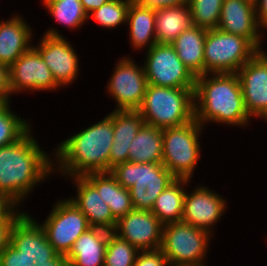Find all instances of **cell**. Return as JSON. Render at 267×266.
<instances>
[{"mask_svg": "<svg viewBox=\"0 0 267 266\" xmlns=\"http://www.w3.org/2000/svg\"><path fill=\"white\" fill-rule=\"evenodd\" d=\"M54 22L65 25L70 30L80 29L88 23V14L80 0H41Z\"/></svg>", "mask_w": 267, "mask_h": 266, "instance_id": "29", "label": "cell"}, {"mask_svg": "<svg viewBox=\"0 0 267 266\" xmlns=\"http://www.w3.org/2000/svg\"><path fill=\"white\" fill-rule=\"evenodd\" d=\"M138 111L145 124L165 129L195 119L194 88H171L148 84Z\"/></svg>", "mask_w": 267, "mask_h": 266, "instance_id": "5", "label": "cell"}, {"mask_svg": "<svg viewBox=\"0 0 267 266\" xmlns=\"http://www.w3.org/2000/svg\"><path fill=\"white\" fill-rule=\"evenodd\" d=\"M144 124L138 110H113L114 140L109 157V172L116 165L128 161L131 142Z\"/></svg>", "mask_w": 267, "mask_h": 266, "instance_id": "22", "label": "cell"}, {"mask_svg": "<svg viewBox=\"0 0 267 266\" xmlns=\"http://www.w3.org/2000/svg\"><path fill=\"white\" fill-rule=\"evenodd\" d=\"M207 30L192 26L170 43L185 67L196 78L204 75V44Z\"/></svg>", "mask_w": 267, "mask_h": 266, "instance_id": "25", "label": "cell"}, {"mask_svg": "<svg viewBox=\"0 0 267 266\" xmlns=\"http://www.w3.org/2000/svg\"><path fill=\"white\" fill-rule=\"evenodd\" d=\"M27 212L0 221V266H27Z\"/></svg>", "mask_w": 267, "mask_h": 266, "instance_id": "19", "label": "cell"}, {"mask_svg": "<svg viewBox=\"0 0 267 266\" xmlns=\"http://www.w3.org/2000/svg\"><path fill=\"white\" fill-rule=\"evenodd\" d=\"M138 250L113 231L109 233L104 266H133Z\"/></svg>", "mask_w": 267, "mask_h": 266, "instance_id": "33", "label": "cell"}, {"mask_svg": "<svg viewBox=\"0 0 267 266\" xmlns=\"http://www.w3.org/2000/svg\"><path fill=\"white\" fill-rule=\"evenodd\" d=\"M11 102L0 103V147L18 141L32 126L12 111Z\"/></svg>", "mask_w": 267, "mask_h": 266, "instance_id": "30", "label": "cell"}, {"mask_svg": "<svg viewBox=\"0 0 267 266\" xmlns=\"http://www.w3.org/2000/svg\"><path fill=\"white\" fill-rule=\"evenodd\" d=\"M54 28H48L39 43L33 47L39 52L49 67L55 82L61 87H69L79 77V55L70 40Z\"/></svg>", "mask_w": 267, "mask_h": 266, "instance_id": "11", "label": "cell"}, {"mask_svg": "<svg viewBox=\"0 0 267 266\" xmlns=\"http://www.w3.org/2000/svg\"><path fill=\"white\" fill-rule=\"evenodd\" d=\"M133 266H169L168 260L162 250L139 251Z\"/></svg>", "mask_w": 267, "mask_h": 266, "instance_id": "34", "label": "cell"}, {"mask_svg": "<svg viewBox=\"0 0 267 266\" xmlns=\"http://www.w3.org/2000/svg\"><path fill=\"white\" fill-rule=\"evenodd\" d=\"M162 228L151 211L133 209L117 221L113 232L138 251H146L161 247Z\"/></svg>", "mask_w": 267, "mask_h": 266, "instance_id": "16", "label": "cell"}, {"mask_svg": "<svg viewBox=\"0 0 267 266\" xmlns=\"http://www.w3.org/2000/svg\"><path fill=\"white\" fill-rule=\"evenodd\" d=\"M255 7L258 24L267 34V0H256Z\"/></svg>", "mask_w": 267, "mask_h": 266, "instance_id": "38", "label": "cell"}, {"mask_svg": "<svg viewBox=\"0 0 267 266\" xmlns=\"http://www.w3.org/2000/svg\"><path fill=\"white\" fill-rule=\"evenodd\" d=\"M212 235L182 221L163 225L160 249L169 266H207Z\"/></svg>", "mask_w": 267, "mask_h": 266, "instance_id": "8", "label": "cell"}, {"mask_svg": "<svg viewBox=\"0 0 267 266\" xmlns=\"http://www.w3.org/2000/svg\"><path fill=\"white\" fill-rule=\"evenodd\" d=\"M82 6L87 14L91 13L93 10L100 8L103 4L109 0H80Z\"/></svg>", "mask_w": 267, "mask_h": 266, "instance_id": "39", "label": "cell"}, {"mask_svg": "<svg viewBox=\"0 0 267 266\" xmlns=\"http://www.w3.org/2000/svg\"><path fill=\"white\" fill-rule=\"evenodd\" d=\"M27 211V266H56L91 226L68 198L57 199L41 223Z\"/></svg>", "mask_w": 267, "mask_h": 266, "instance_id": "1", "label": "cell"}, {"mask_svg": "<svg viewBox=\"0 0 267 266\" xmlns=\"http://www.w3.org/2000/svg\"><path fill=\"white\" fill-rule=\"evenodd\" d=\"M259 52L267 59V50H264L262 47Z\"/></svg>", "mask_w": 267, "mask_h": 266, "instance_id": "40", "label": "cell"}, {"mask_svg": "<svg viewBox=\"0 0 267 266\" xmlns=\"http://www.w3.org/2000/svg\"><path fill=\"white\" fill-rule=\"evenodd\" d=\"M33 28L18 13L0 21V63L10 67L33 45ZM34 35V36H33Z\"/></svg>", "mask_w": 267, "mask_h": 266, "instance_id": "20", "label": "cell"}, {"mask_svg": "<svg viewBox=\"0 0 267 266\" xmlns=\"http://www.w3.org/2000/svg\"><path fill=\"white\" fill-rule=\"evenodd\" d=\"M236 73L247 113L267 122V59L258 51Z\"/></svg>", "mask_w": 267, "mask_h": 266, "instance_id": "15", "label": "cell"}, {"mask_svg": "<svg viewBox=\"0 0 267 266\" xmlns=\"http://www.w3.org/2000/svg\"><path fill=\"white\" fill-rule=\"evenodd\" d=\"M162 129L144 124L129 147L128 161L134 163H162Z\"/></svg>", "mask_w": 267, "mask_h": 266, "instance_id": "27", "label": "cell"}, {"mask_svg": "<svg viewBox=\"0 0 267 266\" xmlns=\"http://www.w3.org/2000/svg\"><path fill=\"white\" fill-rule=\"evenodd\" d=\"M113 110L100 121L62 140L52 150L53 173L64 177L109 172ZM59 173V174H58Z\"/></svg>", "mask_w": 267, "mask_h": 266, "instance_id": "3", "label": "cell"}, {"mask_svg": "<svg viewBox=\"0 0 267 266\" xmlns=\"http://www.w3.org/2000/svg\"><path fill=\"white\" fill-rule=\"evenodd\" d=\"M224 0H188L193 26L217 29Z\"/></svg>", "mask_w": 267, "mask_h": 266, "instance_id": "32", "label": "cell"}, {"mask_svg": "<svg viewBox=\"0 0 267 266\" xmlns=\"http://www.w3.org/2000/svg\"><path fill=\"white\" fill-rule=\"evenodd\" d=\"M84 177L97 189L116 221L134 209L129 189L122 187L110 172L88 173Z\"/></svg>", "mask_w": 267, "mask_h": 266, "instance_id": "23", "label": "cell"}, {"mask_svg": "<svg viewBox=\"0 0 267 266\" xmlns=\"http://www.w3.org/2000/svg\"><path fill=\"white\" fill-rule=\"evenodd\" d=\"M9 84L12 96L61 89L55 82L49 67L33 46L9 67Z\"/></svg>", "mask_w": 267, "mask_h": 266, "instance_id": "13", "label": "cell"}, {"mask_svg": "<svg viewBox=\"0 0 267 266\" xmlns=\"http://www.w3.org/2000/svg\"><path fill=\"white\" fill-rule=\"evenodd\" d=\"M258 51L247 38L219 29L207 30L204 74L236 73Z\"/></svg>", "mask_w": 267, "mask_h": 266, "instance_id": "9", "label": "cell"}, {"mask_svg": "<svg viewBox=\"0 0 267 266\" xmlns=\"http://www.w3.org/2000/svg\"><path fill=\"white\" fill-rule=\"evenodd\" d=\"M70 178V179H69ZM73 181L76 195L68 198L86 216L91 227L114 231L117 221L113 218L109 206L101 199L97 189L84 177H66Z\"/></svg>", "mask_w": 267, "mask_h": 266, "instance_id": "18", "label": "cell"}, {"mask_svg": "<svg viewBox=\"0 0 267 266\" xmlns=\"http://www.w3.org/2000/svg\"><path fill=\"white\" fill-rule=\"evenodd\" d=\"M203 129L195 119L182 126L162 129V164L177 179L192 180L201 157L199 140Z\"/></svg>", "mask_w": 267, "mask_h": 266, "instance_id": "7", "label": "cell"}, {"mask_svg": "<svg viewBox=\"0 0 267 266\" xmlns=\"http://www.w3.org/2000/svg\"><path fill=\"white\" fill-rule=\"evenodd\" d=\"M190 182L188 179H176L156 198L151 212L163 225L182 220L184 196Z\"/></svg>", "mask_w": 267, "mask_h": 266, "instance_id": "28", "label": "cell"}, {"mask_svg": "<svg viewBox=\"0 0 267 266\" xmlns=\"http://www.w3.org/2000/svg\"><path fill=\"white\" fill-rule=\"evenodd\" d=\"M11 89L9 84V67L0 63V101L11 102Z\"/></svg>", "mask_w": 267, "mask_h": 266, "instance_id": "36", "label": "cell"}, {"mask_svg": "<svg viewBox=\"0 0 267 266\" xmlns=\"http://www.w3.org/2000/svg\"><path fill=\"white\" fill-rule=\"evenodd\" d=\"M192 189L191 193L186 189L181 221L206 230L214 236L213 229L228 207L226 197L201 184Z\"/></svg>", "mask_w": 267, "mask_h": 266, "instance_id": "14", "label": "cell"}, {"mask_svg": "<svg viewBox=\"0 0 267 266\" xmlns=\"http://www.w3.org/2000/svg\"><path fill=\"white\" fill-rule=\"evenodd\" d=\"M132 2L153 9L187 4L188 0H131Z\"/></svg>", "mask_w": 267, "mask_h": 266, "instance_id": "37", "label": "cell"}, {"mask_svg": "<svg viewBox=\"0 0 267 266\" xmlns=\"http://www.w3.org/2000/svg\"><path fill=\"white\" fill-rule=\"evenodd\" d=\"M157 43H172L184 30L193 26L188 4L155 9Z\"/></svg>", "mask_w": 267, "mask_h": 266, "instance_id": "26", "label": "cell"}, {"mask_svg": "<svg viewBox=\"0 0 267 266\" xmlns=\"http://www.w3.org/2000/svg\"><path fill=\"white\" fill-rule=\"evenodd\" d=\"M32 127L16 142L0 147V192L20 207L34 188L53 174V155L38 144Z\"/></svg>", "mask_w": 267, "mask_h": 266, "instance_id": "2", "label": "cell"}, {"mask_svg": "<svg viewBox=\"0 0 267 266\" xmlns=\"http://www.w3.org/2000/svg\"><path fill=\"white\" fill-rule=\"evenodd\" d=\"M131 0H109L100 8L88 14V20L93 19L95 23L107 29H117L125 24L127 11Z\"/></svg>", "mask_w": 267, "mask_h": 266, "instance_id": "31", "label": "cell"}, {"mask_svg": "<svg viewBox=\"0 0 267 266\" xmlns=\"http://www.w3.org/2000/svg\"><path fill=\"white\" fill-rule=\"evenodd\" d=\"M194 113L195 120L204 128L207 123L248 127L252 118L245 109L237 73H210L196 77Z\"/></svg>", "mask_w": 267, "mask_h": 266, "instance_id": "4", "label": "cell"}, {"mask_svg": "<svg viewBox=\"0 0 267 266\" xmlns=\"http://www.w3.org/2000/svg\"><path fill=\"white\" fill-rule=\"evenodd\" d=\"M110 173L125 189H129L135 210L151 211L156 198L177 178L162 163H134L126 161Z\"/></svg>", "mask_w": 267, "mask_h": 266, "instance_id": "6", "label": "cell"}, {"mask_svg": "<svg viewBox=\"0 0 267 266\" xmlns=\"http://www.w3.org/2000/svg\"><path fill=\"white\" fill-rule=\"evenodd\" d=\"M111 231L91 227L73 244L69 253L56 266H104Z\"/></svg>", "mask_w": 267, "mask_h": 266, "instance_id": "21", "label": "cell"}, {"mask_svg": "<svg viewBox=\"0 0 267 266\" xmlns=\"http://www.w3.org/2000/svg\"><path fill=\"white\" fill-rule=\"evenodd\" d=\"M20 210V206L6 193L0 192V221H10Z\"/></svg>", "mask_w": 267, "mask_h": 266, "instance_id": "35", "label": "cell"}, {"mask_svg": "<svg viewBox=\"0 0 267 266\" xmlns=\"http://www.w3.org/2000/svg\"><path fill=\"white\" fill-rule=\"evenodd\" d=\"M217 29L247 38L258 50L266 39L258 24L255 2L252 0H224Z\"/></svg>", "mask_w": 267, "mask_h": 266, "instance_id": "17", "label": "cell"}, {"mask_svg": "<svg viewBox=\"0 0 267 266\" xmlns=\"http://www.w3.org/2000/svg\"><path fill=\"white\" fill-rule=\"evenodd\" d=\"M136 63L128 54L114 65L105 92L117 103L113 110H138L143 102L148 80L143 64Z\"/></svg>", "mask_w": 267, "mask_h": 266, "instance_id": "12", "label": "cell"}, {"mask_svg": "<svg viewBox=\"0 0 267 266\" xmlns=\"http://www.w3.org/2000/svg\"><path fill=\"white\" fill-rule=\"evenodd\" d=\"M155 22V9L130 2L126 26L134 51L148 50L157 43Z\"/></svg>", "mask_w": 267, "mask_h": 266, "instance_id": "24", "label": "cell"}, {"mask_svg": "<svg viewBox=\"0 0 267 266\" xmlns=\"http://www.w3.org/2000/svg\"><path fill=\"white\" fill-rule=\"evenodd\" d=\"M144 55L143 66L148 84L171 88H195L196 78L185 67L171 44L155 43L150 49L145 50Z\"/></svg>", "mask_w": 267, "mask_h": 266, "instance_id": "10", "label": "cell"}]
</instances>
